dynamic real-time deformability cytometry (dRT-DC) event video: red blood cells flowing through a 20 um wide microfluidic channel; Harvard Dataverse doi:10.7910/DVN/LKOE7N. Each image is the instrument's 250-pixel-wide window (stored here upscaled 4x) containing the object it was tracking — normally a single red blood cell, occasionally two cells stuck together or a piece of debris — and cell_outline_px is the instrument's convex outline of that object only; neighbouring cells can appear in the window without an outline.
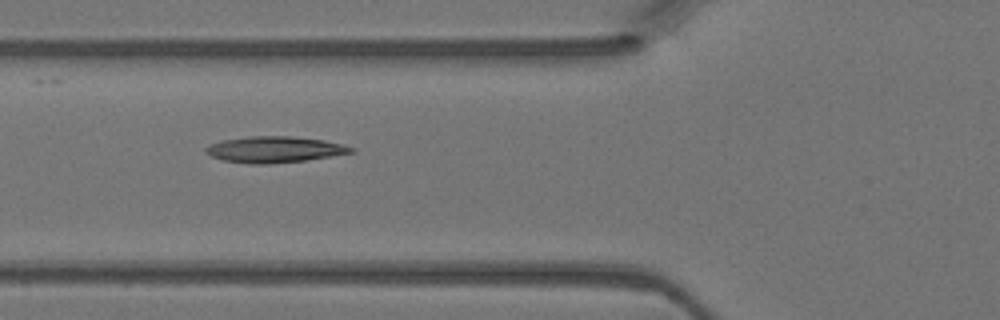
{"species": "Egyptian fruit bat (a non-hibernating species)", "species_latin": "Rousettus aegyptiacus", "temperature_condition": "warm", "stored_images_in_passage": 4, "camera_frame_rate_fps": 3000, "um_per_image_px": 0.085, "animal": {"sex": "female"}, "frame": {"image": 1, "passage_image": 4, "time_ms": 1.0, "image_size_px": [1000, 320], "cell_outline_px": [[356, 152], [304, 160], [264, 164], [248, 164], [224, 160], [212, 156], [204, 148], [212, 144], [224, 140], [252, 136], [288, 136], [324, 140], [356, 148]], "centroid_in_image_um": [23.37, 12.71], "position_along_channel_um": 102.4, "area_um2": 21.73}}